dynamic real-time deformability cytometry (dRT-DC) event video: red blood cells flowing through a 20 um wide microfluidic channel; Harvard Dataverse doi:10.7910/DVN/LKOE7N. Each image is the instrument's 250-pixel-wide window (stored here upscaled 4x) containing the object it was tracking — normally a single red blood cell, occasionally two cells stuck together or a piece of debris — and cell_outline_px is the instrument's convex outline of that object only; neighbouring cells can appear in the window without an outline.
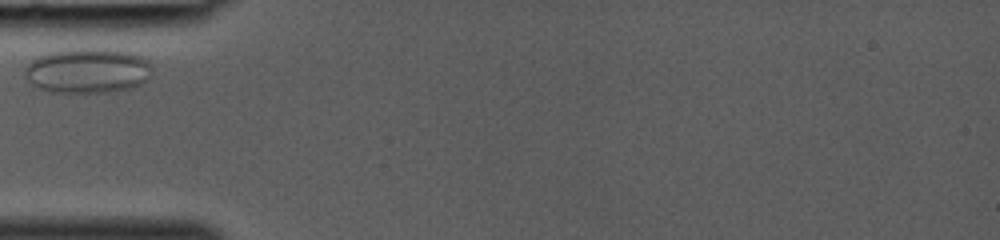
{"species": "common noctule bat (a hibernating species)", "species_latin": "Nyctalus noctula", "temperature_condition": "room temperature", "stored_images_in_passage": 20, "segment_of_instrument_passage": [1, 2], "camera_frame_rate_fps": 3000, "um_per_image_px": 0.085, "animal": {"sex": "female", "body_mass_g": 19.0, "forearm_length_mm": 53.3}, "frame": {"image": 1, "passage_image": 1, "time_ms": 0.0, "image_size_px": [1000, 240], "cell_outline_px": [[152, 72], [140, 84], [132, 88], [108, 92], [52, 92], [40, 88], [32, 84], [24, 76], [24, 68], [32, 60], [48, 52], [72, 48], [108, 48], [136, 52], [148, 60], [152, 64]], "centroid_in_image_um": [7.48, 5.98], "position_along_channel_um": 77.5, "area_um2": 33.87}}